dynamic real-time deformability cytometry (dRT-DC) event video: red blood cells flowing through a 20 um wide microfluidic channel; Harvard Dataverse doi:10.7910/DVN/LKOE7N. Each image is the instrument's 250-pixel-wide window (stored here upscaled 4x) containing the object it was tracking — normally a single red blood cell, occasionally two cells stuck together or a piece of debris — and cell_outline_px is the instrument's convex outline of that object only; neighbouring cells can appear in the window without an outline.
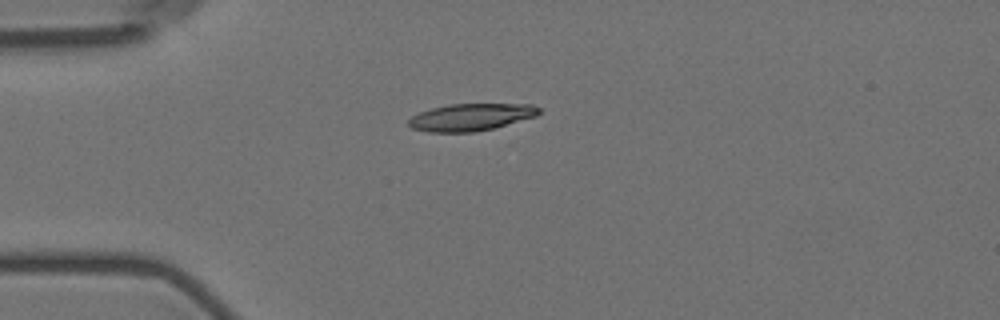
{"species": "Egyptian fruit bat (a non-hibernating species)", "species_latin": "Rousettus aegyptiacus", "temperature_condition": "room temperature", "stored_images_in_passage": 3, "camera_frame_rate_fps": 3000, "um_per_image_px": 0.085, "animal": {"sex": "female"}, "frame": {"image": 1, "passage_image": 1, "time_ms": 0.0, "image_size_px": [1000, 320], "cell_outline_px": [[540, 112], [536, 116], [492, 128], [476, 132], [428, 132], [412, 128], [408, 124], [408, 120], [412, 116], [420, 112], [432, 108], [448, 104], [532, 104], [540, 108]], "centroid_in_image_um": [40.01, 9.95], "position_along_channel_um": 45.0, "area_um2": 20.52}}